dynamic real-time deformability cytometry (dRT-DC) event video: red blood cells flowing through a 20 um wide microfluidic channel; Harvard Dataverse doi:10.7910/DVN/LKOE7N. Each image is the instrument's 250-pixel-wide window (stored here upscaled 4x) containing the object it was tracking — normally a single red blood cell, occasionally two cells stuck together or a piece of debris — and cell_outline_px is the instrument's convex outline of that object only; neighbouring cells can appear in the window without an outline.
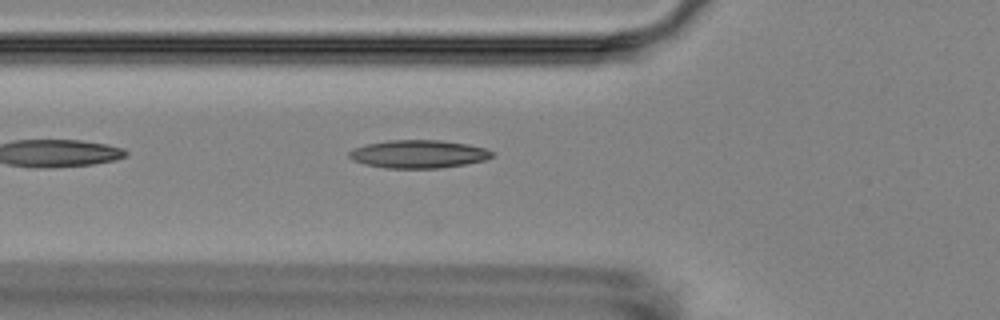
{"species": "Egyptian fruit bat (a non-hibernating species)", "species_latin": "Rousettus aegyptiacus", "temperature_condition": "room temperature", "stored_images_in_passage": 3, "camera_frame_rate_fps": 3000, "um_per_image_px": 0.085, "animal": {"sex": "female"}, "frame": {"image": 1, "passage_image": 3, "time_ms": 3.333, "image_size_px": [1000, 320], "cell_outline_px": [[492, 156], [484, 160], [464, 164], [440, 168], [384, 168], [364, 164], [352, 160], [348, 156], [348, 152], [352, 148], [368, 144], [388, 140], [440, 140], [468, 144], [484, 148], [492, 152]], "centroid_in_image_um": [35.51, 13.09], "position_along_channel_um": 90.3, "area_um2": 23.29}}